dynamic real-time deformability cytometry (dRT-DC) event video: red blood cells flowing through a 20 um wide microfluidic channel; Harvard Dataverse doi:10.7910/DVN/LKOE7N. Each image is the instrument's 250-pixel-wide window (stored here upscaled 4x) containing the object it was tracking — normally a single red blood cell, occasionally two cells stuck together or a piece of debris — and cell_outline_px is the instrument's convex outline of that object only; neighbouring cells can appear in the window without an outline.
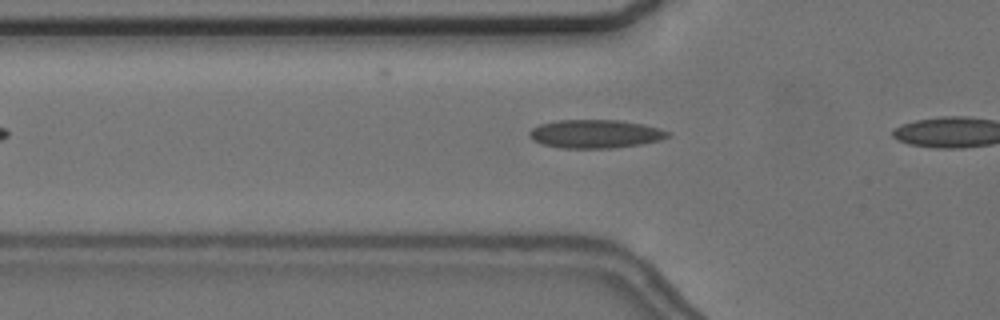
{"species": "common noctule bat (a hibernating species)", "species_latin": "Nyctalus noctula", "temperature_condition": "cold", "stored_images_in_passage": 4, "camera_frame_rate_fps": 3000, "um_per_image_px": 0.085, "animal": {"sex": "female", "body_mass_g": 24.6, "forearm_length_mm": 56.2}, "frame": {"image": 1, "passage_image": 3, "time_ms": 0.667, "image_size_px": [1000, 320], "cell_outline_px": [[672, 136], [660, 140], [640, 144], [616, 148], [560, 148], [540, 144], [532, 140], [528, 136], [528, 132], [532, 128], [540, 124], [556, 120], [620, 120], [644, 124], [660, 128], [672, 132]], "centroid_in_image_um": [50.61, 11.38], "position_along_channel_um": 75.2, "area_um2": 23.35}}